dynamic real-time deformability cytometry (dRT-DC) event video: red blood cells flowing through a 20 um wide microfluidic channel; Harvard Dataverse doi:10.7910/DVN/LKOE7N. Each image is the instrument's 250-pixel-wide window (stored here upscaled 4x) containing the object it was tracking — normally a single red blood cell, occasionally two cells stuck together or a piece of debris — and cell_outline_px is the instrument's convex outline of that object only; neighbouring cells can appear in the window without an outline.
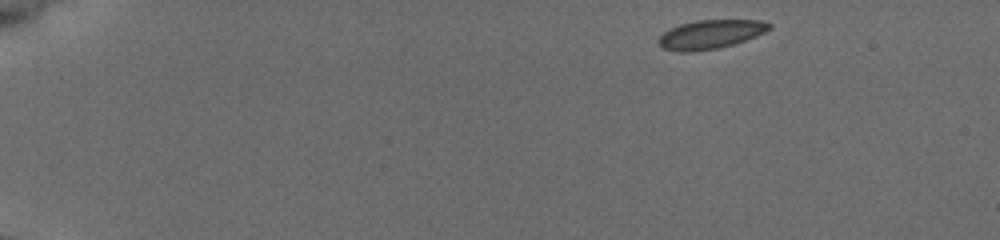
{"species": "common noctule bat (a hibernating species)", "species_latin": "Nyctalus noctula", "temperature_condition": "cold", "stored_images_in_passage": 8, "camera_frame_rate_fps": 3000, "um_per_image_px": 0.085, "animal": {"sex": "female", "body_mass_g": 19.5, "forearm_length_mm": 54.1}, "frame": {"image": 1, "passage_image": 1, "time_ms": 0.0, "image_size_px": [1000, 240], "cell_outline_px": [[772, 28], [756, 36], [720, 48], [692, 52], [680, 52], [664, 48], [656, 44], [656, 40], [664, 32], [680, 24], [696, 20], [760, 20], [772, 24]], "centroid_in_image_um": [60.37, 2.92], "position_along_channel_um": 24.6, "area_um2": 18.67}}